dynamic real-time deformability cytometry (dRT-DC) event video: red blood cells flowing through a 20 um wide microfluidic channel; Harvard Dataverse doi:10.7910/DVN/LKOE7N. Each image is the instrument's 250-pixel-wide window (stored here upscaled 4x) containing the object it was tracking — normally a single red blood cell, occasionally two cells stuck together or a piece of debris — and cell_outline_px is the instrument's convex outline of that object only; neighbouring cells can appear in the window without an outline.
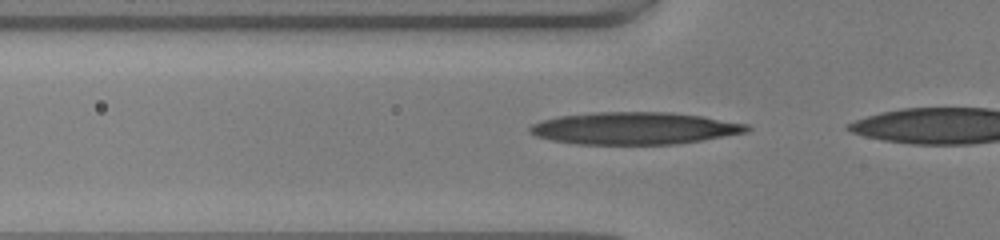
{"species": "human", "species_latin": "Homo sapiens", "temperature_condition": "warm", "stored_images_in_passage": 13, "camera_frame_rate_fps": 3000, "um_per_image_px": 0.085, "donor": {"sex": "male"}, "frame": {"image": 1, "passage_image": 2, "time_ms": 0.333, "image_size_px": [1000, 240], "cell_outline_px": [[752, 128], [748, 132], [704, 140], [676, 144], [576, 144], [552, 140], [536, 136], [528, 132], [528, 128], [532, 124], [544, 120], [560, 116], [592, 112], [672, 112], [704, 116], [748, 124]], "centroid_in_image_um": [53.97, 10.9], "position_along_channel_um": 71.8, "area_um2": 40.98}}
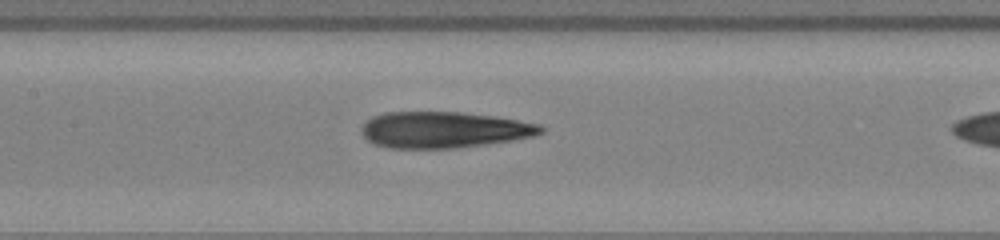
{"frame": {"image": 2, "passage_image": 9, "time_ms": 2.667, "image_size_px": [1000, 240], "cell_outline_px": [[544, 132], [536, 136], [512, 140], [456, 148], [388, 148], [372, 144], [360, 132], [360, 128], [364, 120], [372, 116], [384, 112], [460, 112], [492, 116], [540, 124], [544, 128]], "centroid_in_image_um": [37.67, 11.03], "position_along_channel_um": 169.7, "area_um2": 38.09}}
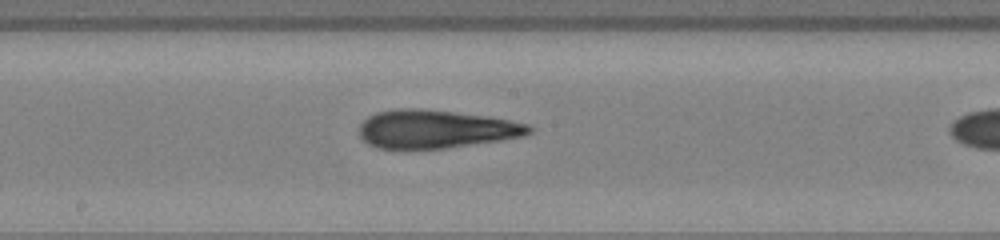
{"frame": {"image": 3, "passage_image": 12, "time_ms": 3.667, "image_size_px": [1000, 240], "cell_outline_px": [[532, 132], [524, 136], [500, 140], [444, 148], [376, 148], [368, 144], [360, 136], [360, 124], [368, 116], [376, 112], [400, 108], [420, 108], [484, 116], [508, 120], [528, 124], [532, 128]], "centroid_in_image_um": [37.01, 10.97], "position_along_channel_um": 211.2, "area_um2": 37.45}}